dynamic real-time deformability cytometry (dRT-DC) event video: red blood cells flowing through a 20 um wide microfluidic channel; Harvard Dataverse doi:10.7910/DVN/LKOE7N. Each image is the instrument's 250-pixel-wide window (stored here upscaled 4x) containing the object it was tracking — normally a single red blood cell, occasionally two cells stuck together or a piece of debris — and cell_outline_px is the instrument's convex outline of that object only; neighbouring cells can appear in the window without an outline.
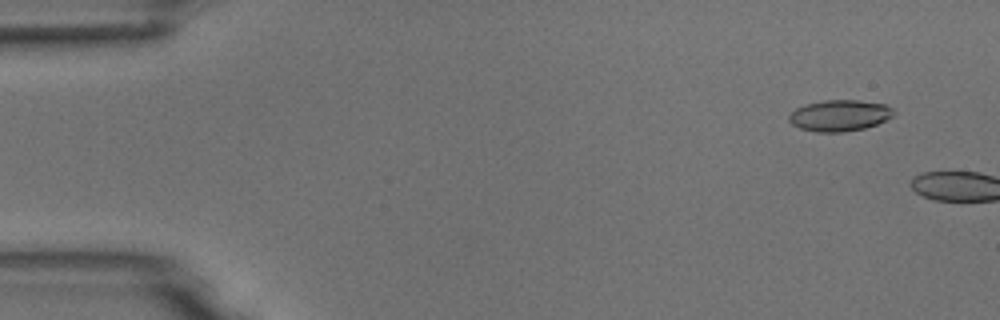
{"species": "common noctule bat (a hibernating species)", "species_latin": "Nyctalus noctula", "temperature_condition": "room temperature", "stored_images_in_passage": 3, "camera_frame_rate_fps": 3000, "um_per_image_px": 0.085, "animal": {"sex": "male", "body_mass_g": 18.8}, "frame": {"image": 1, "passage_image": 2, "time_ms": 1.0, "image_size_px": [1000, 320], "cell_outline_px": [[896, 112], [892, 116], [876, 124], [864, 128], [840, 132], [816, 132], [800, 128], [792, 124], [788, 120], [788, 116], [796, 108], [808, 104], [824, 100], [860, 100], [884, 104], [892, 108]], "centroid_in_image_um": [71.36, 9.81], "position_along_channel_um": 13.6, "area_um2": 18.9}}